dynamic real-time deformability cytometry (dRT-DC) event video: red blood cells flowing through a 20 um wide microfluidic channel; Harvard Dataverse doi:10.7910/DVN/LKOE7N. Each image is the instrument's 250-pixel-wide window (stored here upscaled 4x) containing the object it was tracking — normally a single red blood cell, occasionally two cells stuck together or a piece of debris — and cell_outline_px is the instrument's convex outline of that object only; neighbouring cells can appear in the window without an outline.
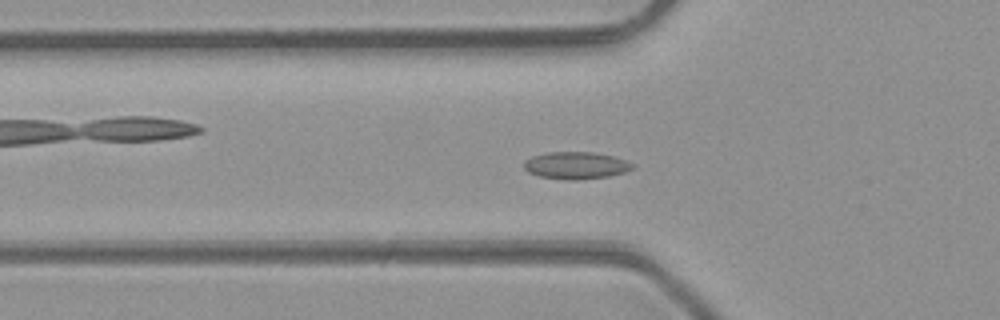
{"species": "common noctule bat (a hibernating species)", "species_latin": "Nyctalus noctula", "temperature_condition": "room temperature", "stored_images_in_passage": 42, "camera_frame_rate_fps": 3000, "um_per_image_px": 0.085, "animal": {"sex": "male", "body_mass_g": 23.1, "forearm_length_mm": 52.7}, "frame": {"image": 1, "passage_image": 10, "time_ms": 3.0, "image_size_px": [1000, 320], "cell_outline_px": [[636, 168], [624, 172], [608, 176], [576, 180], [568, 180], [540, 176], [528, 172], [524, 168], [524, 160], [532, 156], [548, 152], [592, 152], [612, 156], [636, 164]], "centroid_in_image_um": [48.96, 14.06], "position_along_channel_um": 76.8, "area_um2": 17.17}}
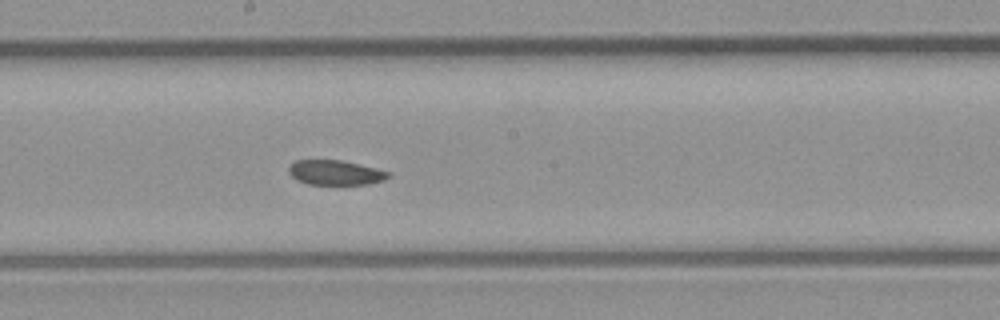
{"frame": {"image": 2, "passage_image": 20, "time_ms": 6.333, "image_size_px": [1000, 320], "cell_outline_px": [[392, 172], [384, 180], [368, 184], [308, 184], [296, 180], [288, 172], [288, 168], [296, 160], [340, 160], [360, 164]], "centroid_in_image_um": [28.51, 14.67], "position_along_channel_um": 219.7, "area_um2": 14.33}}
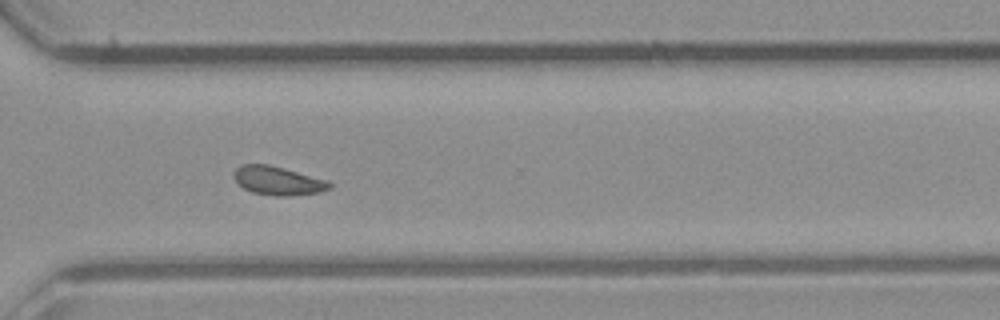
{"frame": {"image": 3, "passage_image": 29, "time_ms": 9.333, "image_size_px": [1000, 320], "cell_outline_px": [[332, 188], [320, 192], [288, 196], [276, 196], [252, 192], [244, 188], [232, 176], [236, 168], [244, 164], [268, 164], [284, 168], [328, 180], [332, 184]], "centroid_in_image_um": [23.65, 15.36], "position_along_channel_um": 347.0, "area_um2": 15.95}, "authors_computed_cell_mechanics": {"area_um2": 15.9528, "velocity_mm_per_s": 4.256, "shape_relaxation_time_tau1_ms": null, "shape_relaxation_time_tau2_ms": 7.66, "deformation_change_tau1": null, "deformation_change_tau2": 0.1068}}